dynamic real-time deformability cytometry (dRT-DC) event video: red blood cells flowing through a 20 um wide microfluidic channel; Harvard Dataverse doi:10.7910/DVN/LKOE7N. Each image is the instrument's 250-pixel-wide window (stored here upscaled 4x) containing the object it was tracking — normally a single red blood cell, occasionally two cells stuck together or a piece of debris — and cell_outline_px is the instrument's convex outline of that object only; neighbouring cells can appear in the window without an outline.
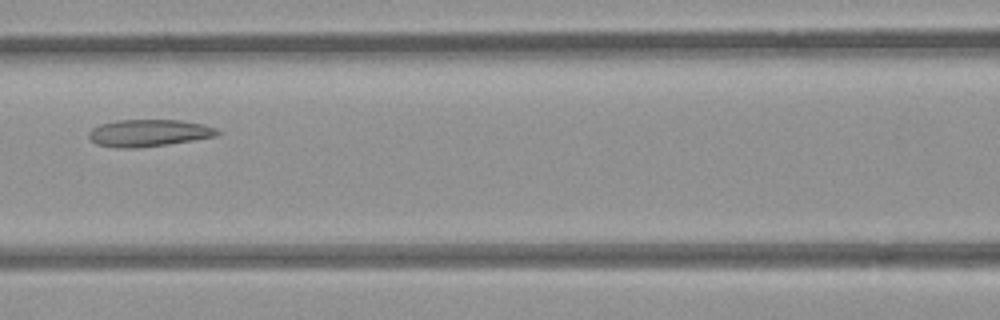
{"species": "common noctule bat (a hibernating species)", "species_latin": "Nyctalus noctula", "temperature_condition": "room temperature", "stored_images_in_passage": 5, "camera_frame_rate_fps": 3000, "um_per_image_px": 0.085, "animal": {"sex": "female", "body_mass_g": 21.9}, "frame": {"image": 1, "passage_image": 4, "time_ms": 1.0, "image_size_px": [1000, 320], "cell_outline_px": [[220, 132], [216, 136], [168, 144], [136, 148], [116, 148], [96, 144], [88, 136], [88, 132], [92, 128], [100, 124], [116, 120], [184, 120], [204, 124], [216, 128]], "centroid_in_image_um": [12.63, 11.3], "position_along_channel_um": 154.0, "area_um2": 20.35}}
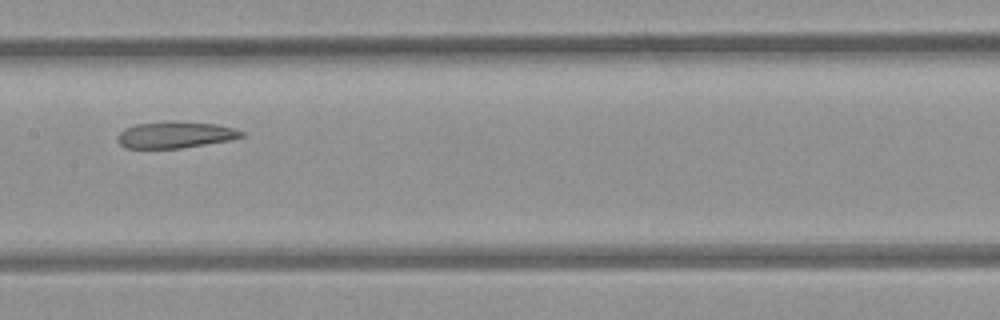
{"frame": {"image": 2, "passage_image": 5, "time_ms": 1.333, "image_size_px": [1000, 320], "cell_outline_px": [[244, 136], [232, 140], [180, 148], [124, 148], [116, 140], [116, 136], [124, 128], [136, 124], [168, 120], [172, 120], [216, 124], [232, 128], [244, 132]], "centroid_in_image_um": [14.86, 11.45], "position_along_channel_um": 192.5, "area_um2": 19.42}}